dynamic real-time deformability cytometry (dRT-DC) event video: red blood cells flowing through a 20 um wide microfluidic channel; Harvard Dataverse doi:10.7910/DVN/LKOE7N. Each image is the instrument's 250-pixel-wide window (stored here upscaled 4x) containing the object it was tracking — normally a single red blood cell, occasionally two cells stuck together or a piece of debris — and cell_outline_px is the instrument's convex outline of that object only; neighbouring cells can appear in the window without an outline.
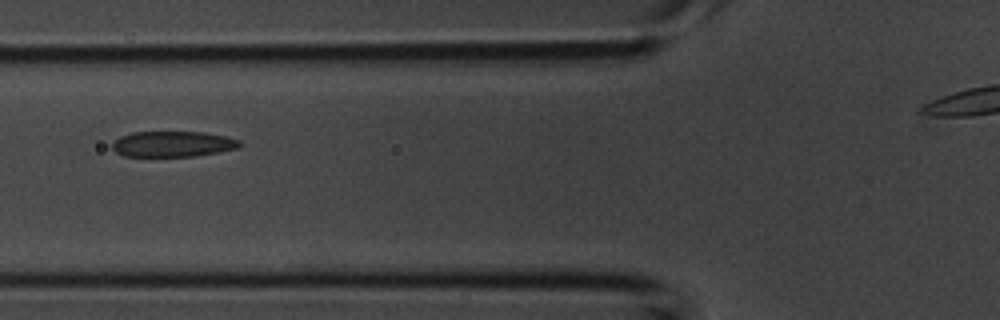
{"species": "common noctule bat (a hibernating species)", "species_latin": "Nyctalus noctula", "temperature_condition": "room temperature", "stored_images_in_passage": 3, "camera_frame_rate_fps": 3000, "um_per_image_px": 0.085, "animal": {"sex": "male", "body_mass_g": 20.1, "forearm_length_mm": 53.5}, "frame": {"image": 1, "passage_image": 3, "time_ms": 0.667, "image_size_px": [1000, 320], "cell_outline_px": [[244, 144], [236, 148], [220, 152], [192, 156], [124, 156], [116, 152], [112, 148], [112, 144], [120, 136], [132, 132], [204, 132], [228, 136], [240, 140]], "centroid_in_image_um": [14.73, 12.23], "position_along_channel_um": 111.1, "area_um2": 19.13}}